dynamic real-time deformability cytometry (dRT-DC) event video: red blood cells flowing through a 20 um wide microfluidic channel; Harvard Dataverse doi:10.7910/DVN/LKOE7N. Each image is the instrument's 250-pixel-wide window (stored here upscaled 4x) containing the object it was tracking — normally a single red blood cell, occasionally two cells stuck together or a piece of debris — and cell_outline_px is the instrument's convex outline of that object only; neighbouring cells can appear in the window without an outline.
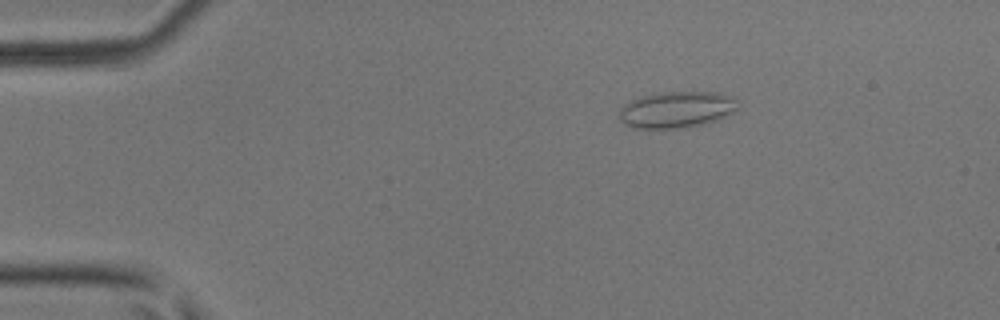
{"species": "common noctule bat (a hibernating species)", "species_latin": "Nyctalus noctula", "temperature_condition": "room temperature", "stored_images_in_passage": 3, "camera_frame_rate_fps": 3000, "um_per_image_px": 0.085, "animal": {"sex": "male", "body_mass_g": 17.9, "forearm_length_mm": 54.2}, "frame": {"image": 1, "passage_image": 1, "time_ms": 0.0, "image_size_px": [1000, 320], "cell_outline_px": [[736, 108], [732, 112], [716, 120], [704, 124], [684, 128], [636, 128], [624, 124], [620, 120], [620, 108], [624, 104], [632, 100], [644, 96], [660, 92], [720, 92], [732, 96], [736, 100]], "centroid_in_image_um": [57.5, 9.32], "position_along_channel_um": 27.5, "area_um2": 25.03}}